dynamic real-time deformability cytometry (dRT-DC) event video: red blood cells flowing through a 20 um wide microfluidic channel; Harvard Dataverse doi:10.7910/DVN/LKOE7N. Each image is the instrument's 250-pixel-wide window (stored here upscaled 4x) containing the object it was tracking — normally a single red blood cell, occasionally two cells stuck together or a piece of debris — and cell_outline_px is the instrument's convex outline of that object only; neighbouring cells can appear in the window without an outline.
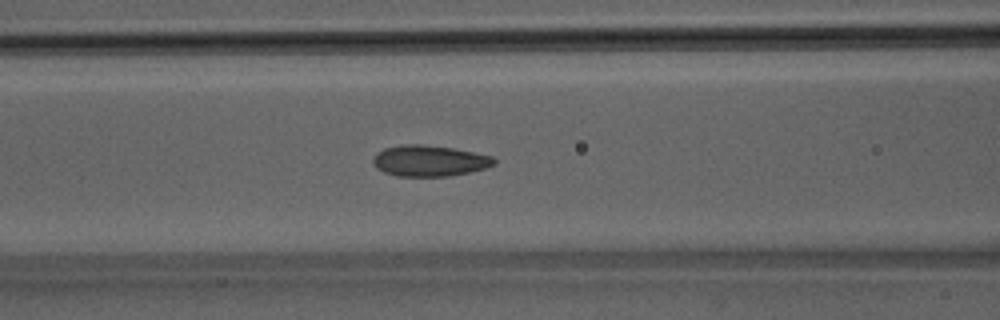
{"species": "Egyptian fruit bat (a non-hibernating species)", "species_latin": "Rousettus aegyptiacus", "temperature_condition": "room temperature", "stored_images_in_passage": 48, "camera_frame_rate_fps": 3000, "um_per_image_px": 0.085, "animal": {"sex": "male"}, "frame": {"image": 1, "passage_image": 19, "time_ms": 6.0, "image_size_px": [1000, 320], "cell_outline_px": [[496, 164], [484, 168], [468, 172], [448, 176], [396, 176], [384, 172], [376, 168], [372, 160], [376, 152], [384, 148], [404, 144], [424, 144], [452, 148], [492, 156], [496, 160]], "centroid_in_image_um": [36.46, 13.66], "position_along_channel_um": 130.1, "area_um2": 21.85}}
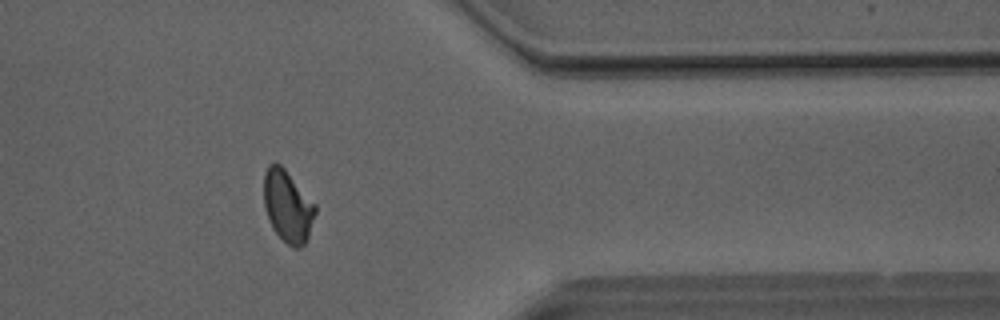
{"frame": {"image": 2, "passage_image": 39, "time_ms": 12.667, "image_size_px": [1000, 320], "cell_outline_px": [[316, 212], [308, 236], [304, 244], [300, 248], [292, 248], [272, 228], [264, 208], [264, 172], [268, 164], [280, 164], [284, 168], [316, 204]], "centroid_in_image_um": [24.45, 17.53], "position_along_channel_um": 386.9, "area_um2": 21.44}}
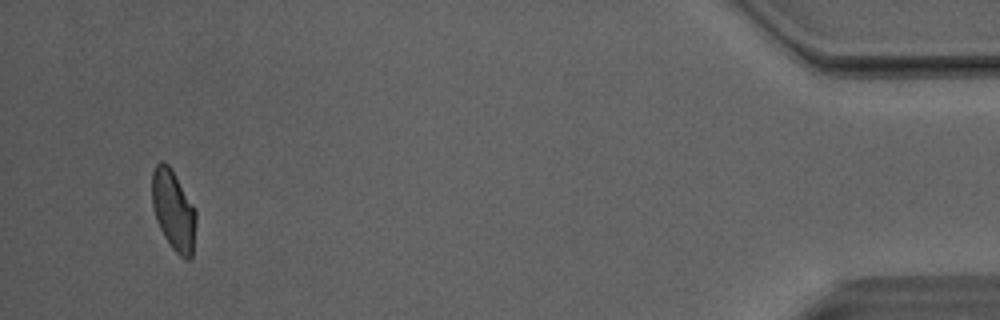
{"frame": {"image": 3, "passage_image": 46, "time_ms": 15.0, "image_size_px": [1000, 320], "cell_outline_px": [[196, 220], [192, 256], [188, 260], [184, 260], [172, 248], [164, 236], [156, 220], [152, 208], [152, 172], [156, 164], [160, 160], [164, 160], [172, 168], [196, 208]], "centroid_in_image_um": [14.75, 17.84], "position_along_channel_um": 420.5, "area_um2": 20.98}, "authors_computed_cell_mechanics": {"area_um2": 21.4727, "velocity_mm_per_s": 4.0836, "shape_relaxation_time_tau1_ms": 9.1123, "shape_relaxation_time_tau2_ms": 1.343, "deformation_change_tau1": 0.1826, "deformation_change_tau2": 0.0692}}